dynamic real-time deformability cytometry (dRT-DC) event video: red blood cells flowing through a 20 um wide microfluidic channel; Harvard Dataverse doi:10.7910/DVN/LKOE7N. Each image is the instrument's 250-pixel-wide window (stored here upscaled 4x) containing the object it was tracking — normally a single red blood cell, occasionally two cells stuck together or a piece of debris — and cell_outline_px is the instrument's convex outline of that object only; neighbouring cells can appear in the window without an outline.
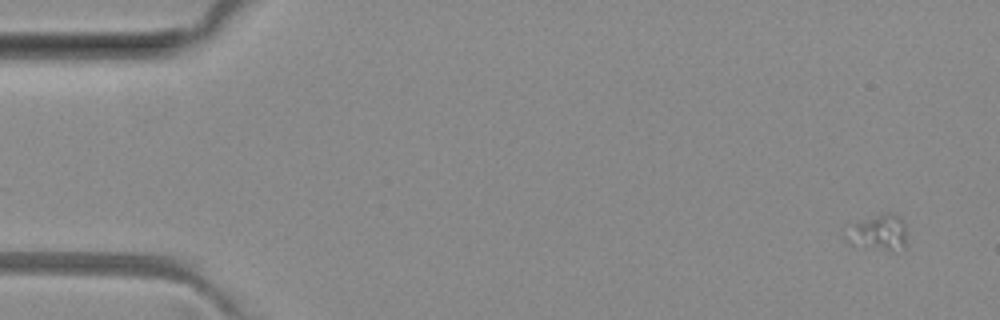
{"species": "common noctule bat (a hibernating species)", "species_latin": "Nyctalus noctula", "temperature_condition": "room temperature", "stored_images_in_passage": 5, "camera_frame_rate_fps": 3000, "um_per_image_px": 0.085, "animal": {"sex": "female", "body_mass_g": 29.2, "forearm_length_mm": 56.3}, "frame": {"image": 1, "passage_image": 1, "time_ms": 0.0, "image_size_px": [1000, 320], "cell_outline_px": [[908, 244], [904, 248], [892, 252], [852, 244], [844, 240], [852, 224], [888, 212], [900, 216], [904, 224]], "centroid_in_image_um": [74.74, 19.81], "position_along_channel_um": 10.3, "area_um2": 12.66}}